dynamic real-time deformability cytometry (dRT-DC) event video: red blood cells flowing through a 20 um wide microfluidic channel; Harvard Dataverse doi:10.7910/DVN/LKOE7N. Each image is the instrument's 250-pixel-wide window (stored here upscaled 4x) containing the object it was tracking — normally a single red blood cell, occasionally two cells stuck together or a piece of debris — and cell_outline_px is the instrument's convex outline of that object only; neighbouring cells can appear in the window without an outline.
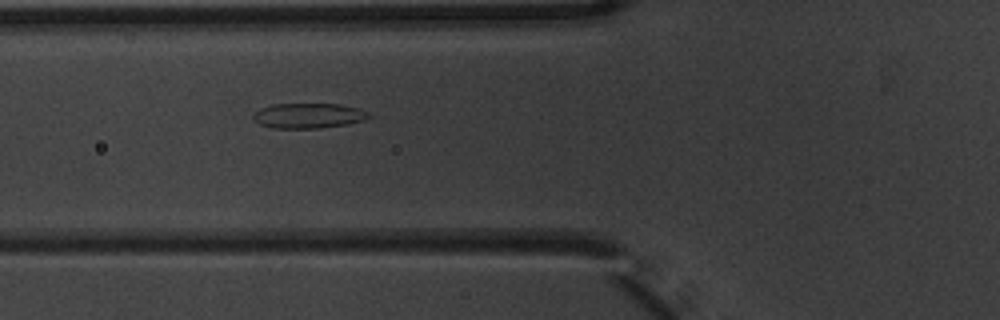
{"species": "common noctule bat (a hibernating species)", "species_latin": "Nyctalus noctula", "temperature_condition": "warm", "stored_images_in_passage": 5, "camera_frame_rate_fps": 3000, "um_per_image_px": 0.085, "animal": {"sex": "male", "body_mass_g": 20.1, "forearm_length_mm": 53.5}, "frame": {"image": 1, "passage_image": 5, "time_ms": 1.333, "image_size_px": [1000, 320], "cell_outline_px": [[372, 116], [364, 120], [348, 124], [320, 128], [272, 128], [260, 124], [252, 116], [260, 108], [272, 104], [340, 104], [360, 108], [372, 112]], "centroid_in_image_um": [26.29, 9.83], "position_along_channel_um": 99.5, "area_um2": 17.05}}